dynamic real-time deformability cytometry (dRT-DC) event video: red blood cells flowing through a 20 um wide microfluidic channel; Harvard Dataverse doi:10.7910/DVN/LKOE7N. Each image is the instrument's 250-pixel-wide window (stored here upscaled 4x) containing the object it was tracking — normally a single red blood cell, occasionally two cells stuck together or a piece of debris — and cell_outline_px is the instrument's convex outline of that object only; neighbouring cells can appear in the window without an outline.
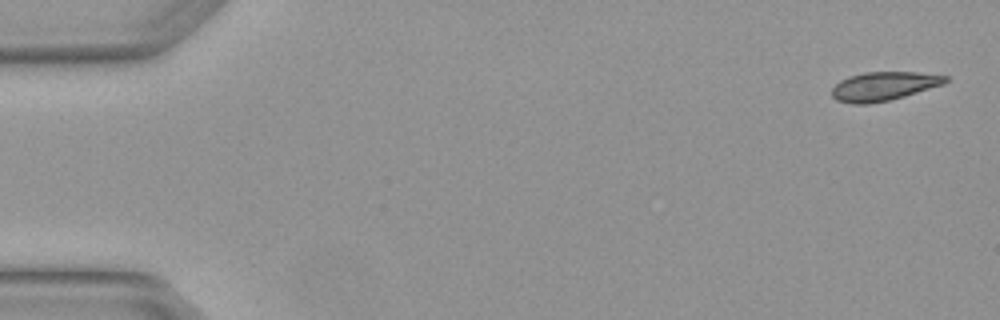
{"species": "Egyptian fruit bat (a non-hibernating species)", "species_latin": "Rousettus aegyptiacus", "temperature_condition": "warm", "stored_images_in_passage": 5, "camera_frame_rate_fps": 3000, "um_per_image_px": 0.085, "animal": {"sex": "female"}, "frame": {"image": 1, "passage_image": 1, "time_ms": 0.0, "image_size_px": [1000, 320], "cell_outline_px": [[948, 80], [944, 84], [904, 96], [888, 100], [868, 104], [852, 104], [836, 100], [832, 96], [832, 88], [840, 80], [848, 76], [864, 72], [916, 72], [948, 76]], "centroid_in_image_um": [75.09, 7.32], "position_along_channel_um": 9.9, "area_um2": 19.02}}
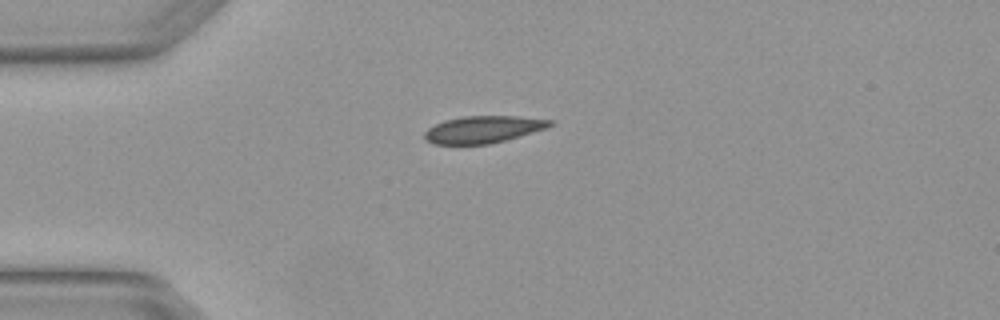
{"frame": {"image": 2, "passage_image": 4, "time_ms": 1.0, "image_size_px": [1000, 320], "cell_outline_px": [[556, 124], [544, 128], [504, 140], [488, 144], [432, 144], [424, 140], [424, 132], [428, 128], [444, 120], [464, 116], [516, 116], [552, 120]], "centroid_in_image_um": [41.01, 11.0], "position_along_channel_um": 44.0, "area_um2": 19.59}}
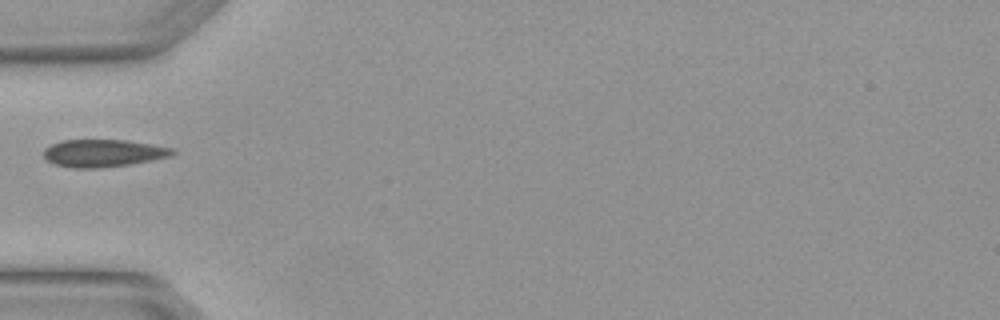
{"frame": {"image": 3, "passage_image": 5, "time_ms": 1.333, "image_size_px": [1000, 320], "cell_outline_px": [[176, 152], [172, 156], [152, 160], [128, 164], [100, 168], [72, 168], [56, 164], [48, 160], [44, 156], [44, 148], [52, 144], [64, 140], [128, 140], [176, 148]], "centroid_in_image_um": [8.83, 13.01], "position_along_channel_um": 76.2, "area_um2": 20.63}}